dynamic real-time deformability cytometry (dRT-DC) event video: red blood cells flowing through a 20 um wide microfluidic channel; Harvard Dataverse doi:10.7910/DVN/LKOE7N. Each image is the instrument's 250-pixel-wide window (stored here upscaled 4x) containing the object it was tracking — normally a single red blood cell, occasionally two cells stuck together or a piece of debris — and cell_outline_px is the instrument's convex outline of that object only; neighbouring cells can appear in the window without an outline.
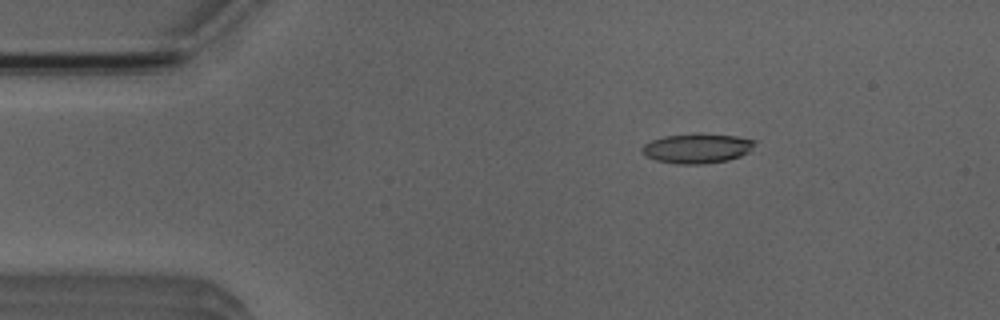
{"species": "Egyptian fruit bat (a non-hibernating species)", "species_latin": "Rousettus aegyptiacus", "temperature_condition": "room temperature", "stored_images_in_passage": 7, "camera_frame_rate_fps": 3000, "um_per_image_px": 0.085, "animal": {"sex": "male"}, "frame": {"image": 1, "passage_image": 3, "time_ms": 2.333, "image_size_px": [1000, 320], "cell_outline_px": [[756, 140], [748, 152], [740, 156], [728, 160], [700, 164], [676, 164], [656, 160], [640, 152], [640, 148], [644, 144], [652, 140], [664, 136], [692, 132], [700, 132], [736, 136]], "centroid_in_image_um": [59.22, 12.58], "position_along_channel_um": 25.8, "area_um2": 19.77}}
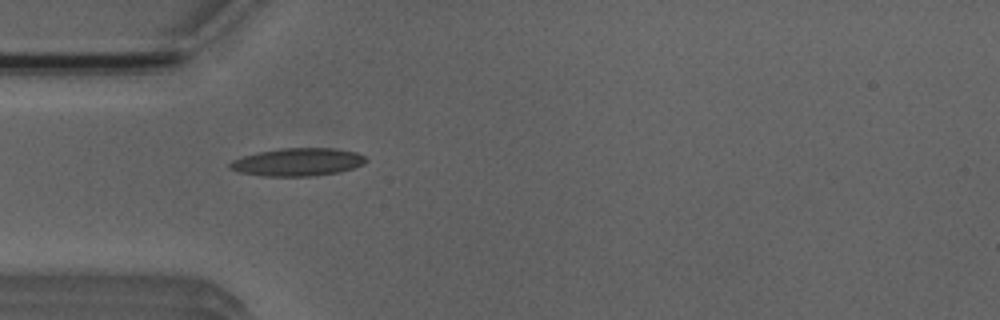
{"frame": {"image": 2, "passage_image": 5, "time_ms": 4.667, "image_size_px": [1000, 320], "cell_outline_px": [[368, 160], [364, 164], [340, 172], [308, 176], [264, 176], [240, 172], [228, 168], [228, 164], [232, 160], [244, 156], [260, 152], [280, 148], [332, 148], [356, 152], [364, 156]], "centroid_in_image_um": [25.31, 13.77], "position_along_channel_um": 59.7, "area_um2": 21.96}}
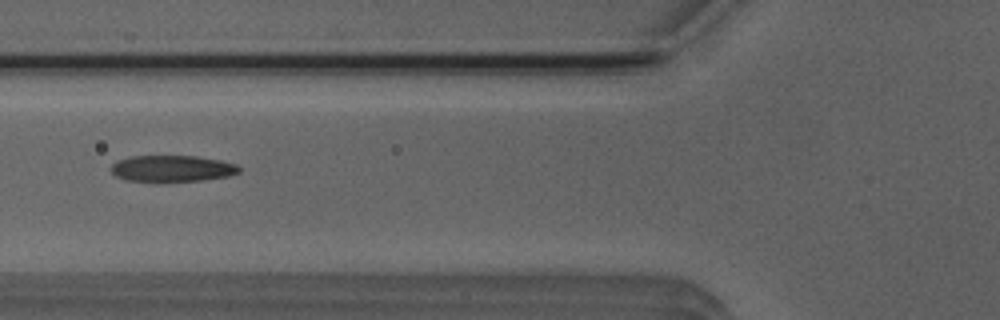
{"frame": {"image": 3, "passage_image": 6, "time_ms": 6.0, "image_size_px": [1000, 320], "cell_outline_px": [[240, 172], [228, 176], [204, 180], [124, 180], [116, 176], [112, 172], [112, 164], [116, 160], [132, 156], [196, 156], [220, 160], [236, 164], [240, 168]], "centroid_in_image_um": [14.64, 14.3], "position_along_channel_um": 111.2, "area_um2": 19.31}}